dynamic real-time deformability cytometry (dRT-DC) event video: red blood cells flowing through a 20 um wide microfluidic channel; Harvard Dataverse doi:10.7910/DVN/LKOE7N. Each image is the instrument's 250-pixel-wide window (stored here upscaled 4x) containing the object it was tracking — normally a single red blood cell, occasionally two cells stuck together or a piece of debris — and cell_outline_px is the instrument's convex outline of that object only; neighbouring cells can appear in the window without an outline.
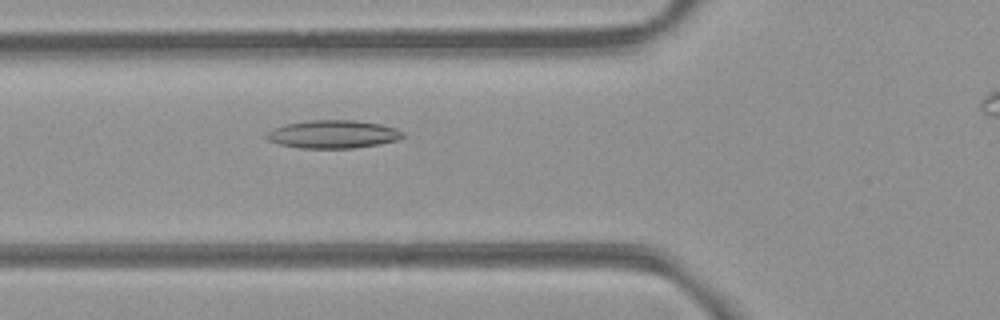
{"species": "common noctule bat (a hibernating species)", "species_latin": "Nyctalus noctula", "temperature_condition": "room temperature", "stored_images_in_passage": 48, "camera_frame_rate_fps": 3000, "um_per_image_px": 0.085, "animal": {"sex": "female", "body_mass_g": 21.9}, "frame": {"image": 1, "passage_image": 20, "time_ms": 6.333, "image_size_px": [1000, 320], "cell_outline_px": [[404, 136], [400, 140], [380, 144], [352, 148], [300, 148], [280, 144], [268, 140], [264, 136], [268, 132], [276, 128], [288, 124], [308, 120], [352, 120], [380, 124], [396, 128], [404, 132]], "centroid_in_image_um": [28.36, 11.41], "position_along_channel_um": 97.4, "area_um2": 22.2}}
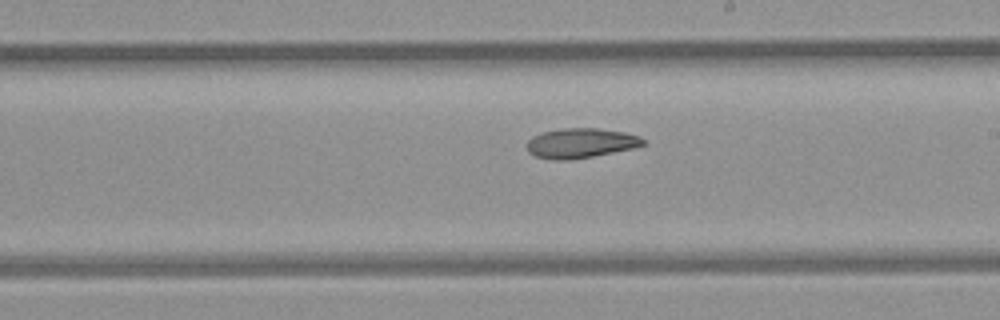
{"frame": {"image": 2, "passage_image": 31, "time_ms": 10.0, "image_size_px": [1000, 320], "cell_outline_px": [[644, 144], [636, 148], [592, 156], [568, 160], [552, 160], [536, 156], [528, 152], [528, 140], [532, 136], [544, 132], [564, 128], [596, 128], [624, 132], [640, 136], [644, 140]], "centroid_in_image_um": [49.37, 12.16], "position_along_channel_um": 239.6, "area_um2": 20.06}}
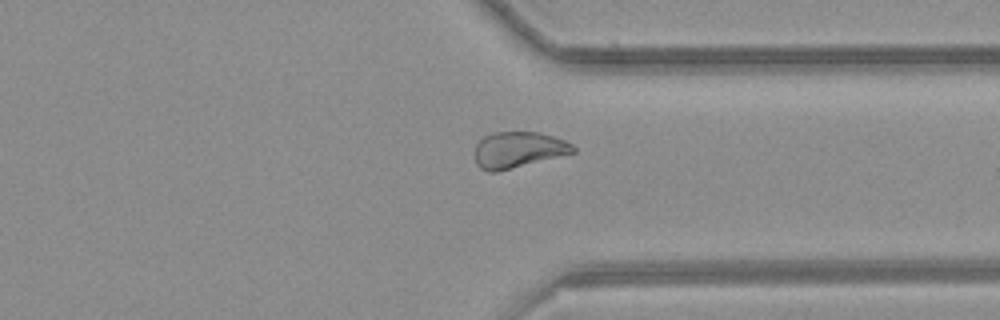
{"frame": {"image": 3, "passage_image": 41, "time_ms": 13.333, "image_size_px": [1000, 320], "cell_outline_px": [[576, 152], [496, 172], [488, 172], [480, 168], [476, 164], [476, 144], [484, 136], [492, 132], [536, 132], [552, 136], [564, 140], [572, 144], [576, 148]], "centroid_in_image_um": [44.04, 12.73], "position_along_channel_um": 367.4, "area_um2": 20.52}}